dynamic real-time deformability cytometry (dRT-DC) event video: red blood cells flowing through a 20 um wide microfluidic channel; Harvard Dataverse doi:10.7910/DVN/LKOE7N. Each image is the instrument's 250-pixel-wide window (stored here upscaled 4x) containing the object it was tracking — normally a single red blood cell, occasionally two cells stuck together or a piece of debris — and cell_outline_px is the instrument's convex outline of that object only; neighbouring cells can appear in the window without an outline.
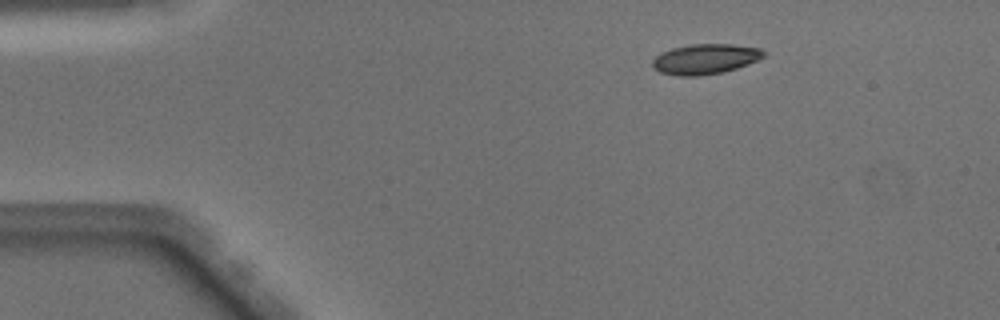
{"species": "Egyptian fruit bat (a non-hibernating species)", "species_latin": "Rousettus aegyptiacus", "temperature_condition": "warm", "stored_images_in_passage": 18, "camera_frame_rate_fps": 3000, "um_per_image_px": 0.085, "animal": {"sex": "male"}, "frame": {"image": 1, "passage_image": 8, "time_ms": 2.333, "image_size_px": [1000, 320], "cell_outline_px": [[768, 52], [764, 56], [748, 64], [724, 72], [700, 76], [676, 76], [660, 72], [652, 68], [652, 60], [660, 52], [672, 48], [688, 44], [732, 44], [760, 48]], "centroid_in_image_um": [59.92, 5.02], "position_along_channel_um": 25.1, "area_um2": 19.83}}
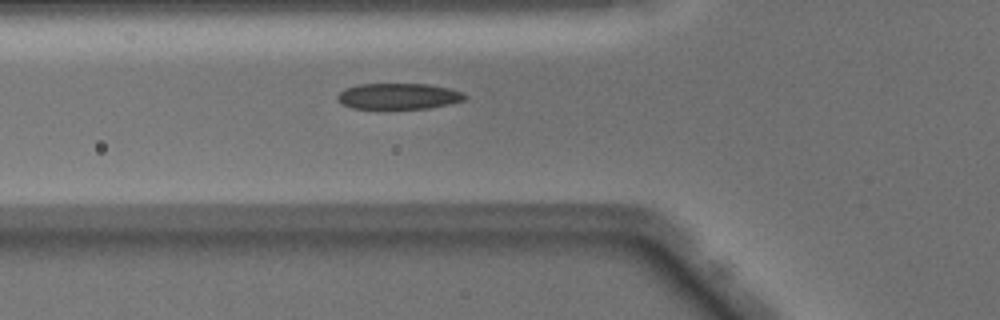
{"frame": {"image": 2, "passage_image": 18, "time_ms": 5.667, "image_size_px": [1000, 320], "cell_outline_px": [[468, 96], [464, 100], [452, 104], [428, 108], [384, 112], [380, 112], [352, 108], [340, 104], [336, 100], [336, 96], [344, 88], [356, 84], [428, 84], [452, 88], [464, 92]], "centroid_in_image_um": [33.83, 8.23], "position_along_channel_um": 92.0, "area_um2": 20.75}}